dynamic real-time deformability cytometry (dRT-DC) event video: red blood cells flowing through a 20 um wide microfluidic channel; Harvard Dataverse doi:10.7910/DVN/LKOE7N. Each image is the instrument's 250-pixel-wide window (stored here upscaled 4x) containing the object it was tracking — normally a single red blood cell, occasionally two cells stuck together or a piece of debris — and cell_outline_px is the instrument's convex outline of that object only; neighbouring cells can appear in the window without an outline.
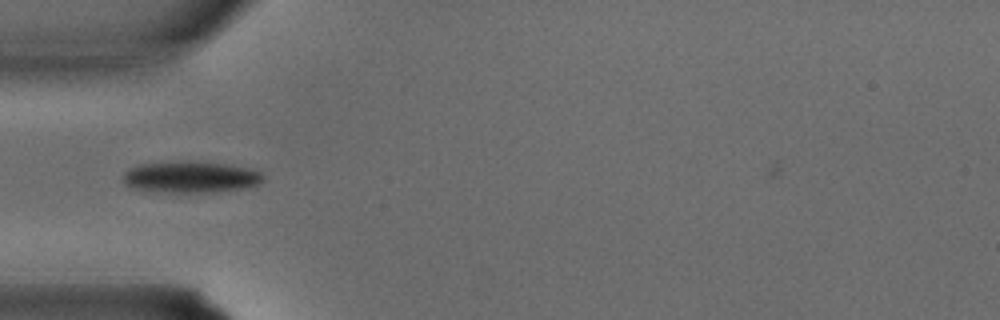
{"species": "common noctule bat (a hibernating species)", "species_latin": "Nyctalus noctula", "temperature_condition": "warm", "stored_images_in_passage": 24, "camera_frame_rate_fps": 3000, "um_per_image_px": 0.085, "animal": {"sex": "male", "body_mass_g": 15.6}, "frame": {"image": 1, "passage_image": 1, "time_ms": 0.0, "image_size_px": [1000, 320], "cell_outline_px": [[264, 180], [260, 184], [244, 188], [216, 192], [172, 192], [132, 188], [124, 184], [124, 172], [128, 168], [140, 164], [180, 160], [192, 160], [232, 164], [252, 168], [260, 172], [264, 176]], "centroid_in_image_um": [16.26, 15.01], "position_along_channel_um": 68.7, "area_um2": 26.24}}
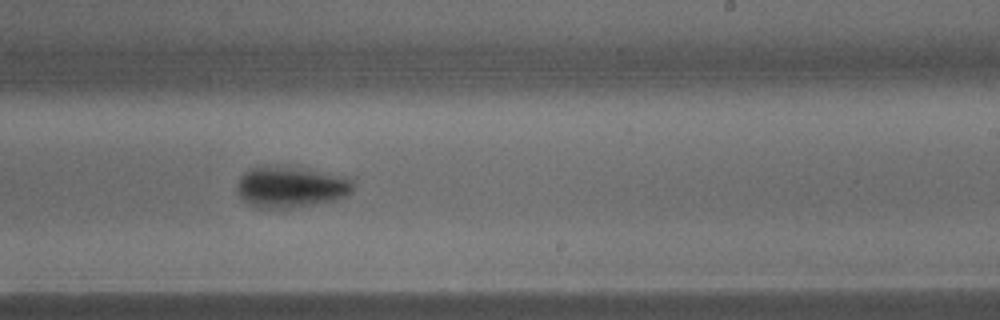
{"frame": {"image": 2, "passage_image": 11, "time_ms": 3.333, "image_size_px": [1000, 320], "cell_outline_px": [[356, 184], [352, 192], [348, 196], [336, 200], [292, 208], [256, 208], [248, 204], [240, 196], [236, 188], [236, 184], [240, 176], [244, 172], [252, 168], [264, 164], [304, 168], [356, 176]], "centroid_in_image_um": [24.82, 15.86], "position_along_channel_um": 264.2, "area_um2": 29.13}}
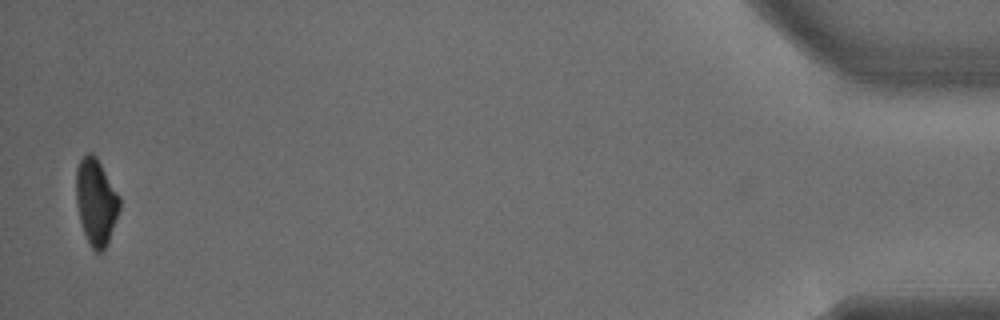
{"frame": {"image": 3, "passage_image": 24, "time_ms": 7.667, "image_size_px": [1000, 320], "cell_outline_px": [[120, 208], [108, 244], [100, 252], [96, 252], [92, 248], [84, 232], [80, 220], [76, 204], [76, 168], [80, 160], [88, 152], [92, 152], [96, 156], [120, 196]], "centroid_in_image_um": [8.17, 17.14], "position_along_channel_um": 427.0, "area_um2": 21.85}}